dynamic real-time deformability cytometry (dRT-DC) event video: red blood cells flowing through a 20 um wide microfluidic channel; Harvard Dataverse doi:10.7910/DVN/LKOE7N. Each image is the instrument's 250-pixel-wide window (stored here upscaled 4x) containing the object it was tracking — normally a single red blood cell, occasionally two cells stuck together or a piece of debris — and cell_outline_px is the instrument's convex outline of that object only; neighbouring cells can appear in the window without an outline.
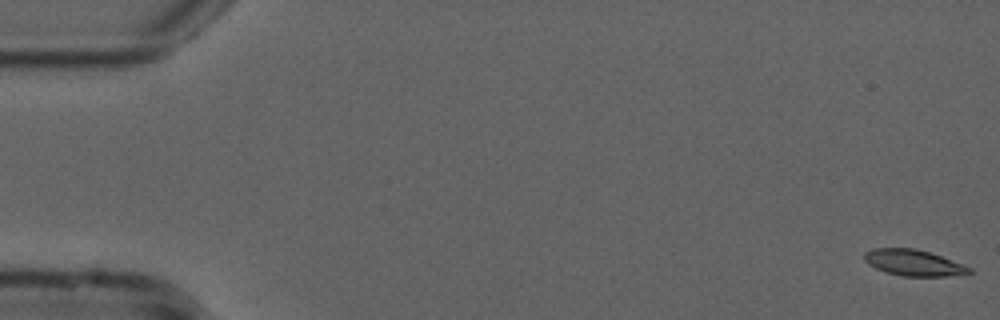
{"species": "common noctule bat (a hibernating species)", "species_latin": "Nyctalus noctula", "temperature_condition": "cold", "stored_images_in_passage": 54, "camera_frame_rate_fps": 3000, "um_per_image_px": 0.085, "animal": {"sex": "male", "forearm_length_mm": 52.5}, "frame": {"image": 1, "passage_image": 1, "time_ms": 0.0, "image_size_px": [1000, 320], "cell_outline_px": [[972, 272], [944, 276], [904, 276], [884, 272], [868, 264], [864, 260], [864, 252], [872, 248], [916, 248], [940, 256], [972, 268]], "centroid_in_image_um": [77.58, 22.32], "position_along_channel_um": 7.4, "area_um2": 15.78}}
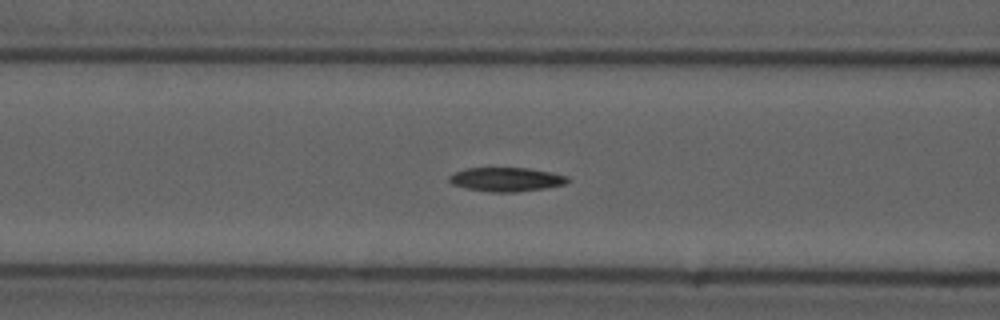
{"frame": {"image": 2, "passage_image": 22, "time_ms": 7.0, "image_size_px": [1000, 320], "cell_outline_px": [[572, 180], [564, 184], [544, 188], [516, 192], [492, 192], [468, 188], [452, 184], [448, 180], [448, 176], [456, 172], [468, 168], [528, 168], [552, 172], [568, 176]], "centroid_in_image_um": [43.07, 15.24], "position_along_channel_um": 123.5, "area_um2": 16.47}}
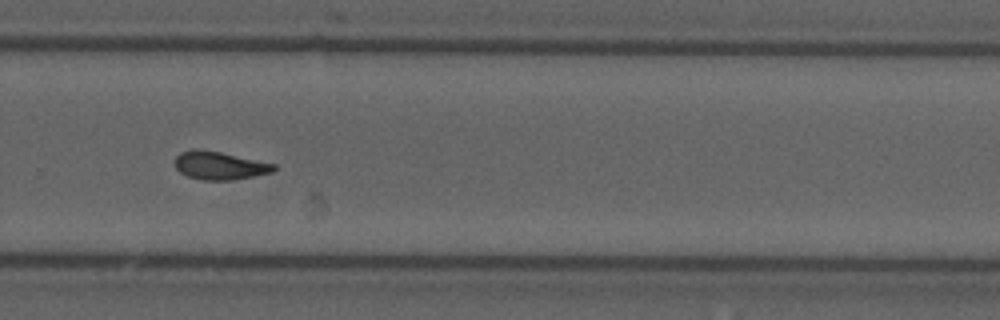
{"frame": {"image": 3, "passage_image": 37, "time_ms": 12.0, "image_size_px": [1000, 320], "cell_outline_px": [[276, 168], [272, 172], [232, 180], [204, 180], [188, 176], [180, 172], [176, 168], [176, 156], [180, 152], [192, 148], [196, 148], [220, 152], [276, 164]], "centroid_in_image_um": [18.65, 14.06], "position_along_channel_um": 311.2, "area_um2": 16.07}, "authors_computed_cell_mechanics": {"area_um2": 16.0973, "velocity_mm_per_s": 3.7625, "shape_relaxation_time_tau1_ms": null, "shape_relaxation_time_tau2_ms": 5.1451, "deformation_change_tau1": null, "deformation_change_tau2": 0.1297}}